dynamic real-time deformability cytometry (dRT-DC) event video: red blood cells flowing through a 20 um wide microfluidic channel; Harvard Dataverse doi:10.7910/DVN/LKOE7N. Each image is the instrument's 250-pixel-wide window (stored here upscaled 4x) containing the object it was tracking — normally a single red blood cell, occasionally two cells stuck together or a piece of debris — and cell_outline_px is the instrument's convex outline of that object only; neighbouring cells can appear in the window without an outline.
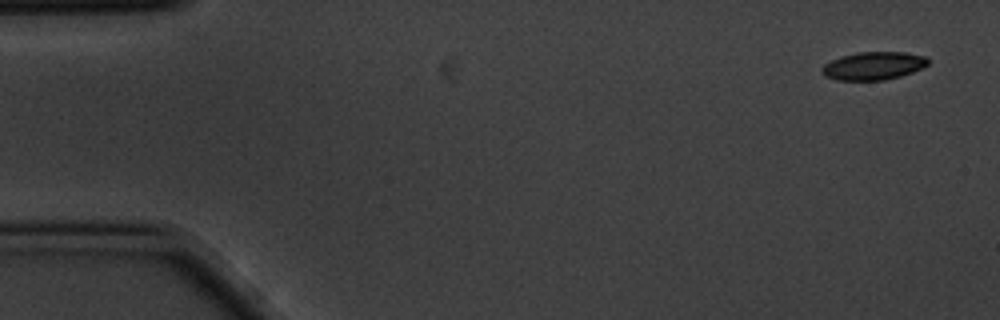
{"species": "common noctule bat (a hibernating species)", "species_latin": "Nyctalus noctula", "temperature_condition": "cold", "stored_images_in_passage": 2, "camera_frame_rate_fps": 3000, "um_per_image_px": 0.085, "animal": {"sex": "male", "body_mass_g": 20.1, "forearm_length_mm": 53.5}, "frame": {"image": 1, "passage_image": 1, "time_ms": 0.0, "image_size_px": [1000, 320], "cell_outline_px": [[928, 64], [912, 72], [900, 76], [884, 80], [836, 80], [824, 76], [820, 72], [820, 68], [824, 64], [840, 56], [856, 52], [904, 52], [924, 56], [928, 60]], "centroid_in_image_um": [74.17, 5.59], "position_along_channel_um": 10.8, "area_um2": 17.34}}